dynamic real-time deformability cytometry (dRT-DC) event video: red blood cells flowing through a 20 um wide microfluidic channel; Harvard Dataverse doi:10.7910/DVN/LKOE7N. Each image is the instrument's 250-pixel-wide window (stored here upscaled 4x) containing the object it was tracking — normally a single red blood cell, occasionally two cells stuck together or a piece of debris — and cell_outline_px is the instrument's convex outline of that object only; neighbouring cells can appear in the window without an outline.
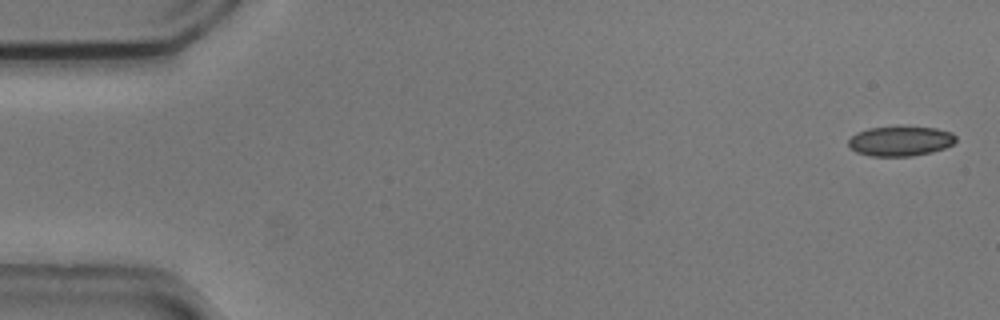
{"species": "common noctule bat (a hibernating species)", "species_latin": "Nyctalus noctula", "temperature_condition": "cold", "stored_images_in_passage": 53, "camera_frame_rate_fps": 3000, "um_per_image_px": 0.085, "animal": {"sex": "male", "body_mass_g": 20.5, "forearm_length_mm": 52.5}, "frame": {"image": 1, "passage_image": 1, "time_ms": 0.0, "image_size_px": [1000, 320], "cell_outline_px": [[956, 140], [952, 144], [944, 148], [932, 152], [912, 156], [868, 156], [856, 152], [848, 144], [848, 140], [856, 132], [868, 128], [936, 128], [952, 132], [956, 136]], "centroid_in_image_um": [76.52, 12.01], "position_along_channel_um": 8.5, "area_um2": 18.38}}
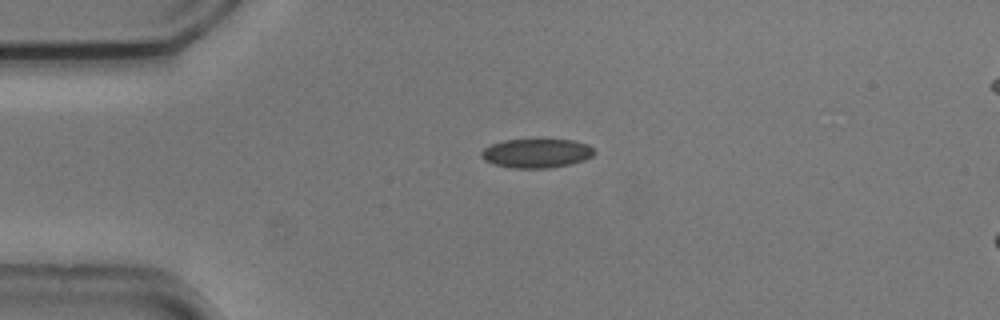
{"frame": {"image": 2, "passage_image": 12, "time_ms": 3.667, "image_size_px": [1000, 320], "cell_outline_px": [[596, 152], [592, 156], [584, 160], [572, 164], [548, 168], [512, 168], [492, 164], [484, 160], [480, 156], [480, 152], [484, 148], [492, 144], [504, 140], [572, 140], [588, 144]], "centroid_in_image_um": [45.59, 13.04], "position_along_channel_um": 39.4, "area_um2": 19.19}}
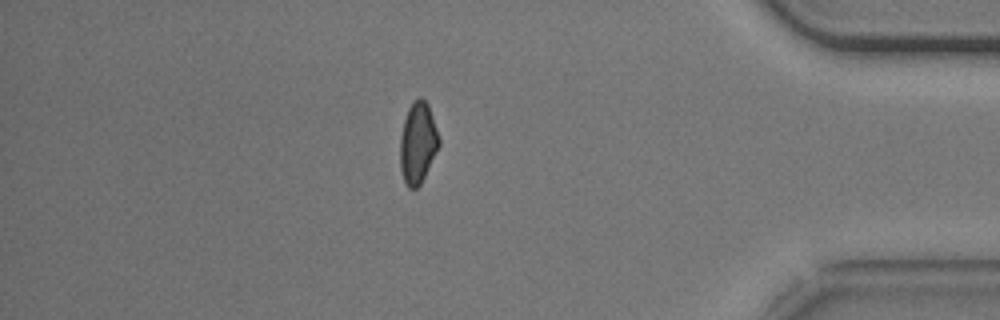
{"frame": {"image": 3, "passage_image": 46, "time_ms": 15.0, "image_size_px": [1000, 320], "cell_outline_px": [[440, 144], [420, 184], [416, 188], [408, 188], [404, 184], [400, 168], [400, 136], [404, 120], [408, 108], [412, 100], [420, 96], [428, 104], [440, 140]], "centroid_in_image_um": [35.49, 12.13], "position_along_channel_um": 399.7, "area_um2": 18.38}, "authors_computed_cell_mechanics": {"area_um2": 19.074, "velocity_mm_per_s": 3.7401, "shape_relaxation_time_tau1_ms": null, "shape_relaxation_time_tau2_ms": 3.7558, "deformation_change_tau1": null, "deformation_change_tau2": 0.0779}}